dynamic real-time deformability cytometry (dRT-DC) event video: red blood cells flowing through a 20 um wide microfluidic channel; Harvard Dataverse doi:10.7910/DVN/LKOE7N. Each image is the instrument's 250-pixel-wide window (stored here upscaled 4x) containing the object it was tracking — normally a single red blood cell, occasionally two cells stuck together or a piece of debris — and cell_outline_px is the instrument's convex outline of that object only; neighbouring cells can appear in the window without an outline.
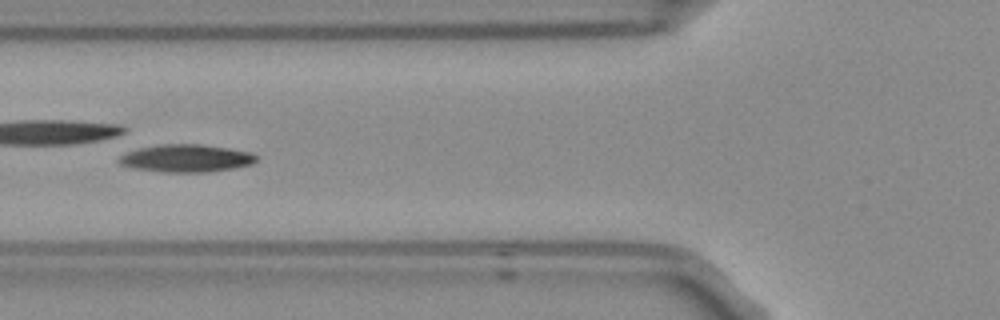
{"species": "Egyptian fruit bat (a non-hibernating species)", "species_latin": "Rousettus aegyptiacus", "temperature_condition": "room temperature", "stored_images_in_passage": 6, "camera_frame_rate_fps": 3000, "um_per_image_px": 0.085, "frame": {"image": 1, "passage_image": 5, "time_ms": 1.333, "image_size_px": [1000, 320], "cell_outline_px": [[256, 160], [252, 164], [232, 168], [208, 172], [164, 172], [136, 168], [120, 164], [116, 160], [120, 156], [128, 152], [140, 148], [160, 144], [200, 144], [248, 152], [256, 156]], "centroid_in_image_um": [15.79, 13.46], "position_along_channel_um": 110.0, "area_um2": 21.68}}